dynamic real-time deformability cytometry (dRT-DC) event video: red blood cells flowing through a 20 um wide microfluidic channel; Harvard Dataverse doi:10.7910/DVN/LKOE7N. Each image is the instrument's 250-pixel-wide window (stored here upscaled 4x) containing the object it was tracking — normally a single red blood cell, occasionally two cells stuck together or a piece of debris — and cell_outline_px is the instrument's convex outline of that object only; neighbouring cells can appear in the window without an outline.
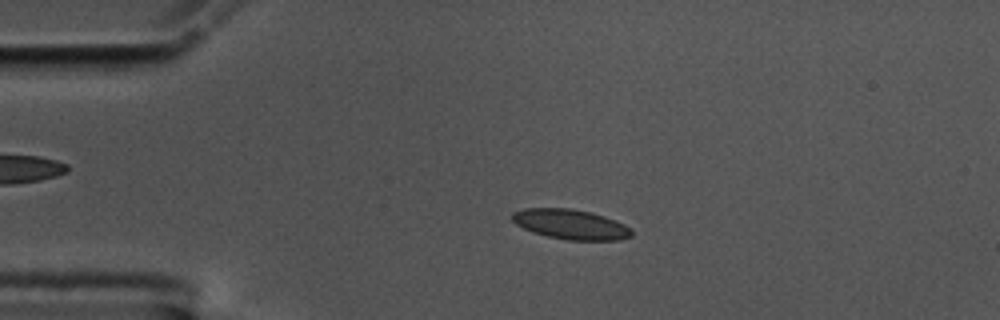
{"species": "common noctule bat (a hibernating species)", "species_latin": "Nyctalus noctula", "temperature_condition": "cold", "stored_images_in_passage": 56, "camera_frame_rate_fps": 3000, "um_per_image_px": 0.085, "animal": {"sex": "male", "body_mass_g": 17.5, "forearm_length_mm": 52.3}, "frame": {"image": 1, "passage_image": 12, "time_ms": 3.667, "image_size_px": [1000, 320], "cell_outline_px": [[632, 236], [620, 240], [568, 240], [548, 236], [532, 232], [516, 224], [512, 220], [512, 212], [524, 208], [572, 208], [592, 212], [604, 216], [624, 224], [632, 228]], "centroid_in_image_um": [48.52, 19.06], "position_along_channel_um": 36.5, "area_um2": 20.92}}
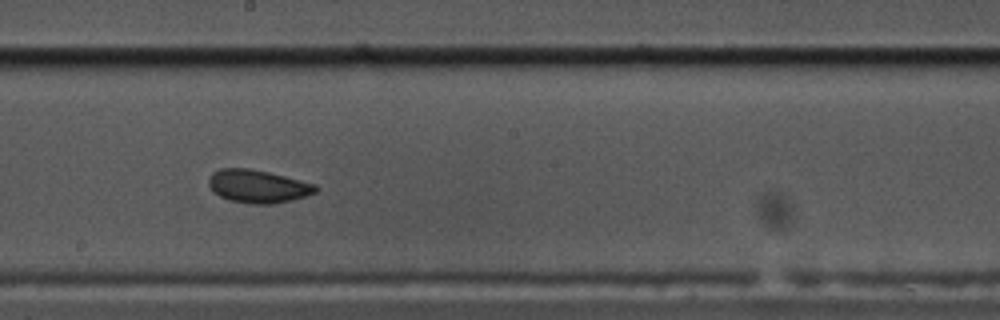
{"frame": {"image": 2, "passage_image": 31, "time_ms": 10.0, "image_size_px": [1000, 320], "cell_outline_px": [[320, 188], [316, 192], [292, 200], [272, 204], [252, 204], [232, 200], [220, 196], [212, 192], [208, 184], [208, 180], [212, 172], [220, 168], [248, 168], [268, 172], [316, 184]], "centroid_in_image_um": [21.91, 15.83], "position_along_channel_um": 226.3, "area_um2": 20.58}}
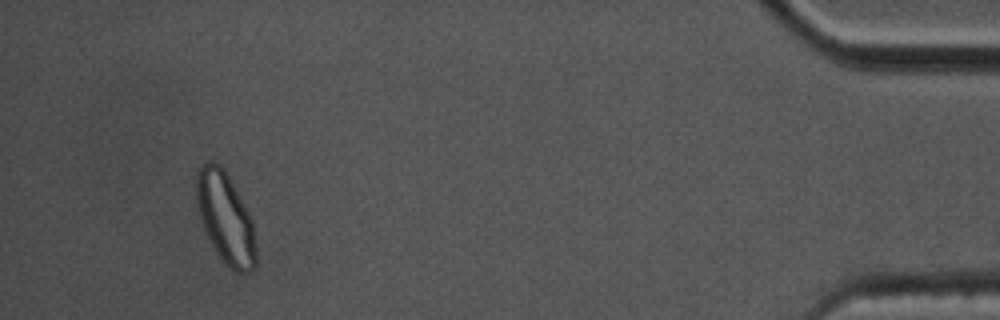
{"frame": {"image": 3, "passage_image": 53, "time_ms": 17.333, "image_size_px": [1000, 320], "cell_outline_px": [[256, 268], [252, 272], [236, 272], [224, 264], [216, 252], [204, 228], [200, 216], [196, 196], [196, 172], [208, 160], [212, 160], [220, 164], [228, 176], [244, 204], [252, 220], [256, 240]], "centroid_in_image_um": [19.18, 18.56], "position_along_channel_um": 416.0, "area_um2": 31.5}, "authors_computed_cell_mechanics": {"area_um2": 20.3745, "velocity_mm_per_s": 3.5308, "shape_relaxation_time_tau1_ms": 4.5627, "shape_relaxation_time_tau2_ms": 1.8085, "deformation_change_tau1": 0.0932, "deformation_change_tau2": 0.0619}}